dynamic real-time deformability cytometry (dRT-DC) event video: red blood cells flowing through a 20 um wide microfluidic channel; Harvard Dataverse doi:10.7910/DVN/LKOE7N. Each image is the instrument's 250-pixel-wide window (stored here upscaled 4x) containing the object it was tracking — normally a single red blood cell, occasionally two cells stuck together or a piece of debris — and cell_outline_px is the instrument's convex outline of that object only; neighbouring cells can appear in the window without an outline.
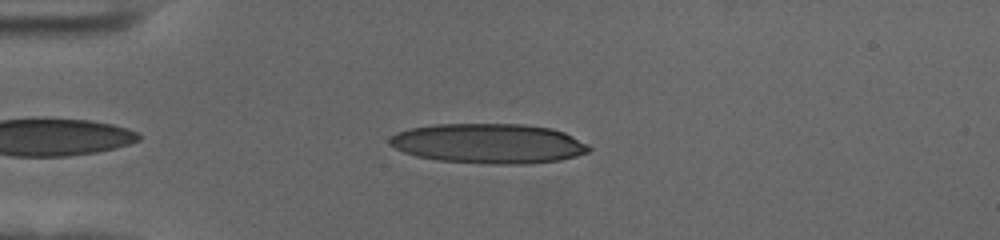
{"species": "human", "species_latin": "Homo sapiens", "temperature_condition": "cold", "stored_images_in_passage": 40, "camera_frame_rate_fps": 3000, "um_per_image_px": 0.085, "donor": {"sex": "female"}, "frame": {"image": 1, "passage_image": 4, "time_ms": 1.0, "image_size_px": [1000, 240], "cell_outline_px": [[592, 148], [588, 152], [576, 156], [560, 160], [528, 164], [488, 164], [436, 160], [416, 156], [404, 152], [388, 144], [388, 140], [396, 132], [412, 128], [436, 124], [524, 124], [552, 128], [564, 132], [588, 144]], "centroid_in_image_um": [41.55, 12.2], "position_along_channel_um": 43.5, "area_um2": 46.47}}
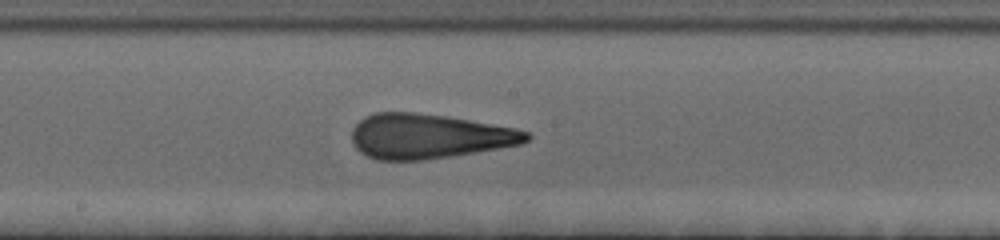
{"frame": {"image": 2, "passage_image": 20, "time_ms": 6.333, "image_size_px": [1000, 240], "cell_outline_px": [[532, 136], [528, 140], [520, 144], [452, 156], [424, 160], [376, 160], [360, 152], [352, 144], [352, 128], [364, 116], [376, 112], [416, 112], [448, 116], [516, 128], [528, 132]], "centroid_in_image_um": [36.42, 11.57], "position_along_channel_um": 211.8, "area_um2": 45.66}}
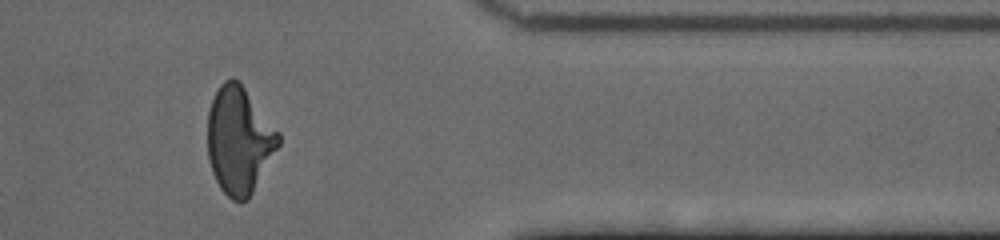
{"frame": {"image": 3, "passage_image": 36, "time_ms": 11.667, "image_size_px": [1000, 240], "cell_outline_px": [[280, 144], [248, 200], [232, 200], [220, 188], [212, 172], [208, 156], [208, 112], [212, 100], [220, 84], [224, 80], [232, 76], [240, 80], [280, 132]], "centroid_in_image_um": [20.34, 11.87], "position_along_channel_um": 391.1, "area_um2": 44.45}, "authors_computed_cell_mechanics": {"area_um2": 45.1129, "velocity_mm_per_s": 3.6836, "shape_relaxation_time_tau1_ms": 5.9234, "shape_relaxation_time_tau2_ms": 1.6418, "deformation_change_tau1": 0.2261, "deformation_change_tau2": 0.1255}}